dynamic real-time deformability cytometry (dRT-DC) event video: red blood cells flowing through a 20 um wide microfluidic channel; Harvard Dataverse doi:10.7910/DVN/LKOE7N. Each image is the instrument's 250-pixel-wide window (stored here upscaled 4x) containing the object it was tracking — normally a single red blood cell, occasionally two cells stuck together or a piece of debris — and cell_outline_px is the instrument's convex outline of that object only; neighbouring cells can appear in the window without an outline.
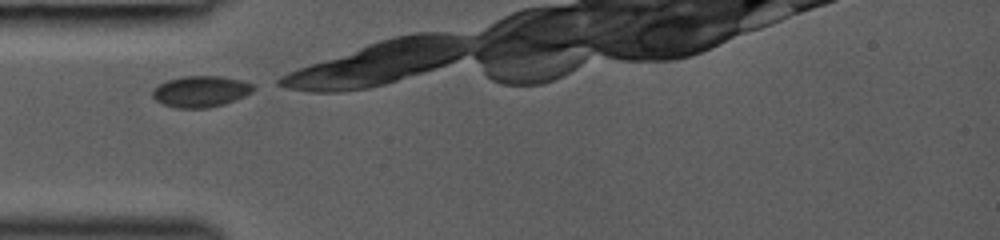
{"species": "common noctule bat (a hibernating species)", "species_latin": "Nyctalus noctula", "temperature_condition": "room temperature", "stored_images_in_passage": 23, "camera_frame_rate_fps": 3000, "um_per_image_px": 0.085, "animal": {"sex": "female", "body_mass_g": 19.0, "forearm_length_mm": 53.3}, "frame": {"image": 1, "passage_image": 1, "time_ms": 0.0, "image_size_px": [1000, 240], "cell_outline_px": [[256, 88], [252, 92], [244, 96], [224, 104], [208, 108], [176, 108], [164, 104], [156, 100], [152, 96], [152, 92], [160, 84], [168, 80], [184, 76], [220, 76], [240, 80], [256, 84]], "centroid_in_image_um": [17.1, 7.77], "position_along_channel_um": 67.9, "area_um2": 18.26}}